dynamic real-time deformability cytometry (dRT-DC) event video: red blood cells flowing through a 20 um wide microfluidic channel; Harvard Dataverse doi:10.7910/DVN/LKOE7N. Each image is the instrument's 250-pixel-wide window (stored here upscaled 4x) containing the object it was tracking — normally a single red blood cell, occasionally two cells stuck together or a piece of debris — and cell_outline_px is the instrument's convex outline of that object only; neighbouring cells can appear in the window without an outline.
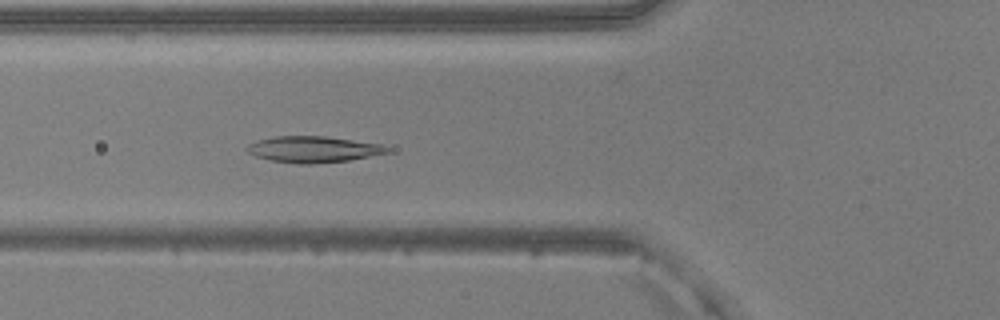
{"species": "common noctule bat (a hibernating species)", "species_latin": "Nyctalus noctula", "temperature_condition": "warm", "stored_images_in_passage": 40, "camera_frame_rate_fps": 3000, "um_per_image_px": 0.085, "animal": {"sex": "male", "body_mass_g": 20.5, "forearm_length_mm": 52.5}, "frame": {"image": 1, "passage_image": 7, "time_ms": 2.0, "image_size_px": [1000, 320], "cell_outline_px": [[388, 152], [348, 160], [308, 164], [300, 164], [272, 160], [256, 156], [248, 152], [244, 148], [248, 144], [260, 140], [276, 136], [324, 136], [380, 144], [388, 148]], "centroid_in_image_um": [26.57, 12.69], "position_along_channel_um": 99.2, "area_um2": 20.92}}
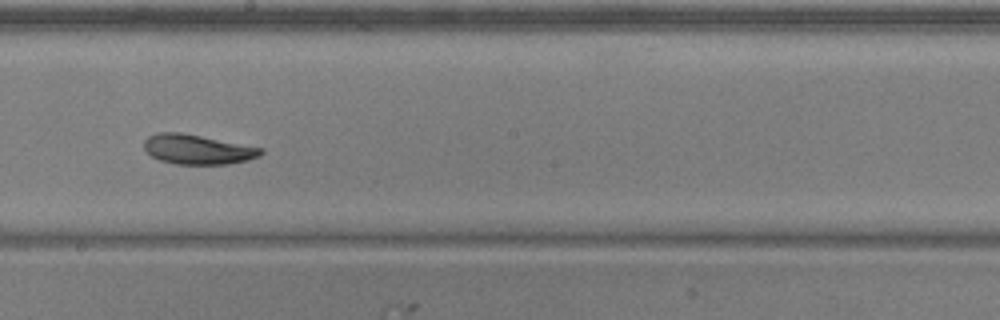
{"frame": {"image": 2, "passage_image": 17, "time_ms": 5.333, "image_size_px": [1000, 320], "cell_outline_px": [[264, 152], [260, 156], [248, 160], [228, 164], [176, 164], [160, 160], [152, 156], [144, 148], [144, 140], [148, 136], [156, 132], [180, 132], [264, 148]], "centroid_in_image_um": [16.8, 12.69], "position_along_channel_um": 231.4, "area_um2": 20.23}}
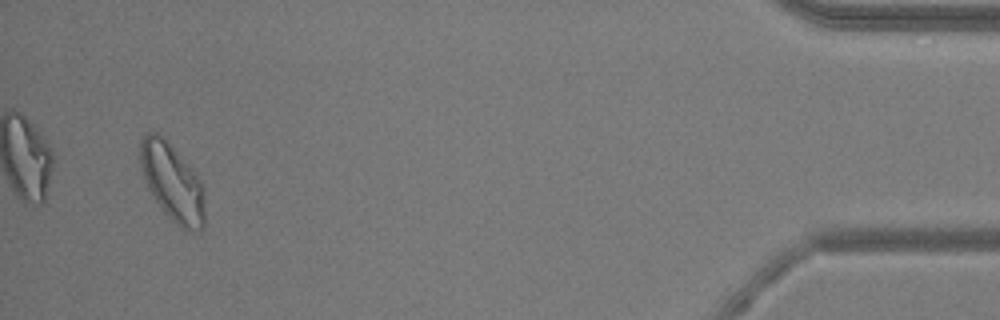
{"frame": {"image": 3, "passage_image": 37, "time_ms": 12.0, "image_size_px": [1000, 320], "cell_outline_px": [[204, 228], [200, 232], [192, 232], [176, 224], [164, 212], [148, 188], [140, 164], [140, 140], [148, 132], [156, 132], [164, 136], [196, 172], [204, 188]], "centroid_in_image_um": [14.67, 15.48], "position_along_channel_um": 420.5, "area_um2": 29.36}, "authors_computed_cell_mechanics": {"area_um2": 20.8369, "velocity_mm_per_s": 3.9532, "shape_relaxation_time_tau1_ms": 2.8231, "shape_relaxation_time_tau2_ms": 9.0066, "deformation_change_tau1": 0.1232, "deformation_change_tau2": 0.1371}}